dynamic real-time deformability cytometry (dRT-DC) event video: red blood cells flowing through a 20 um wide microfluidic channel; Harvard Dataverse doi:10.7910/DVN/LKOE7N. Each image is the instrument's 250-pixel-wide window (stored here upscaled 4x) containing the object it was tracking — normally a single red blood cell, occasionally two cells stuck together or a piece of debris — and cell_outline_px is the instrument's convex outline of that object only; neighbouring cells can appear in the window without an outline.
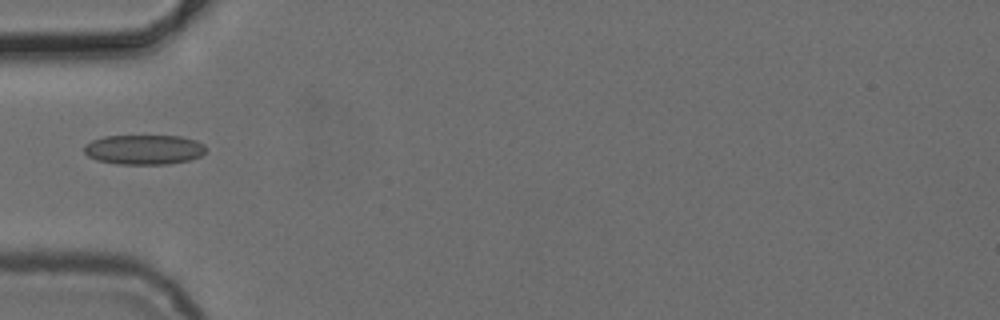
{"species": "common noctule bat (a hibernating species)", "species_latin": "Nyctalus noctula", "temperature_condition": "cold", "stored_images_in_passage": 5, "camera_frame_rate_fps": 3000, "um_per_image_px": 0.085, "animal": {"sex": "female", "body_mass_g": 24.6, "forearm_length_mm": 56.2}, "frame": {"image": 1, "passage_image": 4, "time_ms": 4.333, "image_size_px": [1000, 320], "cell_outline_px": [[208, 148], [200, 156], [188, 160], [168, 164], [116, 164], [96, 160], [88, 156], [84, 152], [84, 144], [92, 140], [104, 136], [180, 136], [196, 140], [204, 144]], "centroid_in_image_um": [12.23, 12.71], "position_along_channel_um": 72.8, "area_um2": 21.27}}
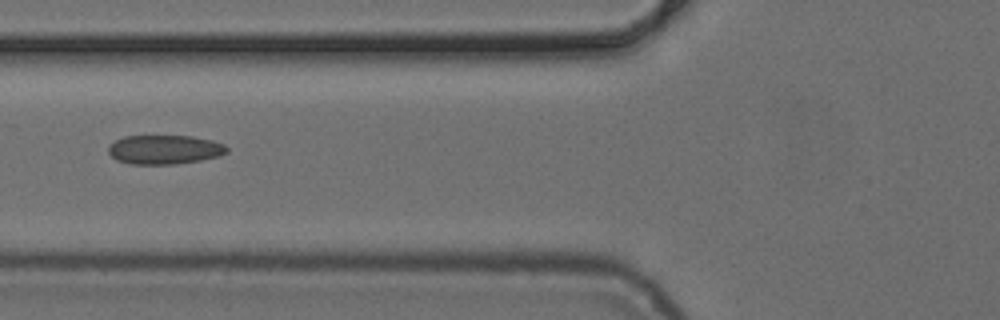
{"frame": {"image": 2, "passage_image": 5, "time_ms": 5.333, "image_size_px": [1000, 320], "cell_outline_px": [[228, 152], [220, 156], [200, 160], [176, 164], [132, 164], [116, 160], [108, 152], [108, 144], [124, 136], [192, 136], [212, 140], [224, 144], [228, 148]], "centroid_in_image_um": [13.99, 12.71], "position_along_channel_um": 111.8, "area_um2": 20.23}}